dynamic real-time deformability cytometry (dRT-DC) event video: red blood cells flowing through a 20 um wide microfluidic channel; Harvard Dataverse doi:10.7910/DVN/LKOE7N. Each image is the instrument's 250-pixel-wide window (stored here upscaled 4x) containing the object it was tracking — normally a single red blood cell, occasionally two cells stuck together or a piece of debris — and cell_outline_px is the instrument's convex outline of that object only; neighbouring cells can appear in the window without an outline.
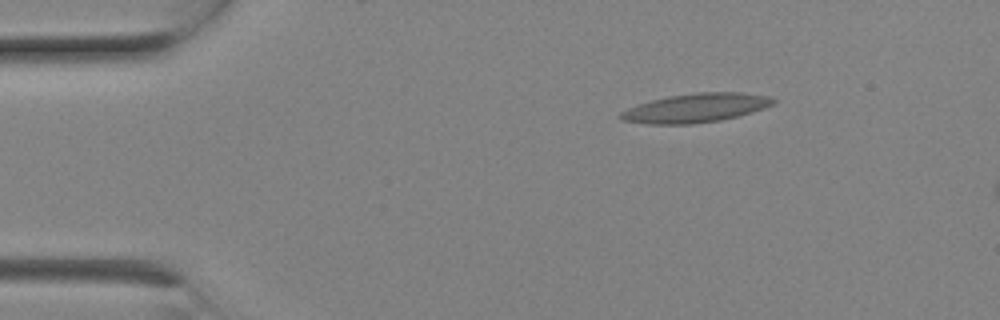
{"species": "Egyptian fruit bat (a non-hibernating species)", "species_latin": "Rousettus aegyptiacus", "temperature_condition": "room temperature", "stored_images_in_passage": 6, "camera_frame_rate_fps": 3000, "um_per_image_px": 0.085, "animal": {"sex": "female"}, "frame": {"image": 1, "passage_image": 3, "time_ms": 0.667, "image_size_px": [1000, 320], "cell_outline_px": [[776, 104], [764, 108], [736, 116], [720, 120], [692, 124], [648, 124], [620, 120], [616, 116], [620, 112], [628, 108], [652, 100], [668, 96], [696, 92], [744, 92], [772, 96], [776, 100]], "centroid_in_image_um": [59.15, 9.17], "position_along_channel_um": 25.8, "area_um2": 25.89}}